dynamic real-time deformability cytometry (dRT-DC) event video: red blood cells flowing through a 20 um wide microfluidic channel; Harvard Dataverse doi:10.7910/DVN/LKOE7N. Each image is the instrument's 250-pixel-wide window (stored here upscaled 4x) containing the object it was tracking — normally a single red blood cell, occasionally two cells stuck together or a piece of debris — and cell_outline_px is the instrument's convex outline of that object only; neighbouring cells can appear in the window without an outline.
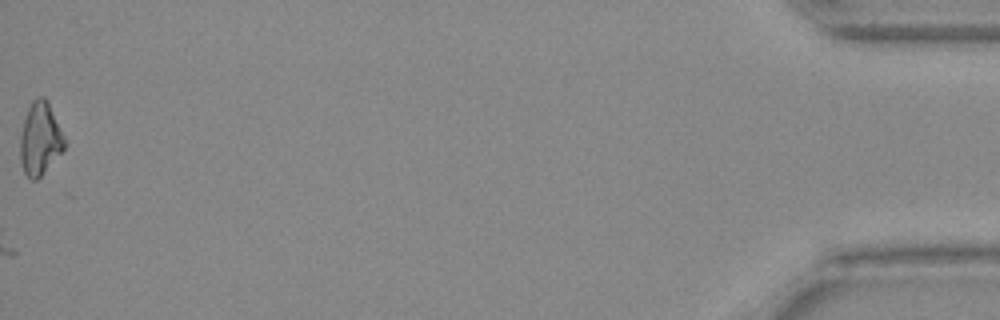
{"species": "Egyptian fruit bat (a non-hibernating species)", "species_latin": "Rousettus aegyptiacus", "temperature_condition": "warm", "stored_images_in_passage": 48, "camera_frame_rate_fps": 3000, "um_per_image_px": 0.085, "animal": {"sex": "female"}, "frame": {"image": 1, "passage_image": 48, "time_ms": 15.667, "image_size_px": [1000, 320], "cell_outline_px": [[64, 148], [40, 176], [36, 180], [32, 180], [24, 172], [20, 160], [20, 136], [24, 120], [28, 108], [32, 100], [36, 96], [44, 96], [64, 136]], "centroid_in_image_um": [3.37, 11.79], "position_along_channel_um": 431.8, "area_um2": 18.26}}